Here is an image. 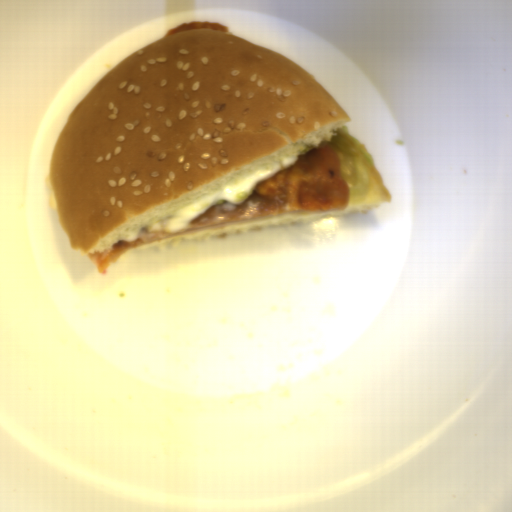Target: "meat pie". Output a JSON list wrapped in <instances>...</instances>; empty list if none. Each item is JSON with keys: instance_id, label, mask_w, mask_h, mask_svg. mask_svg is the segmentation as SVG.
<instances>
[{"instance_id": "meat-pie-2", "label": "meat pie", "mask_w": 512, "mask_h": 512, "mask_svg": "<svg viewBox=\"0 0 512 512\" xmlns=\"http://www.w3.org/2000/svg\"><path fill=\"white\" fill-rule=\"evenodd\" d=\"M181 232H153L147 231V227L140 230L139 237L132 241L118 240L111 245L110 251L100 253L95 251L87 257L95 265L97 271L102 276L107 272L111 263L119 261L121 255L131 248H137L148 242H155L170 236L180 234Z\"/></svg>"}, {"instance_id": "meat-pie-1", "label": "meat pie", "mask_w": 512, "mask_h": 512, "mask_svg": "<svg viewBox=\"0 0 512 512\" xmlns=\"http://www.w3.org/2000/svg\"><path fill=\"white\" fill-rule=\"evenodd\" d=\"M350 187L342 173L340 156L325 140L295 164L257 182L241 204L218 200L189 222L188 227H214L296 211L346 210Z\"/></svg>"}, {"instance_id": "meat-pie-3", "label": "meat pie", "mask_w": 512, "mask_h": 512, "mask_svg": "<svg viewBox=\"0 0 512 512\" xmlns=\"http://www.w3.org/2000/svg\"><path fill=\"white\" fill-rule=\"evenodd\" d=\"M190 29H210L228 33V27L226 25L220 24L215 21H191L177 25L176 27L172 28L168 33H166L163 37L167 38Z\"/></svg>"}]
</instances>
